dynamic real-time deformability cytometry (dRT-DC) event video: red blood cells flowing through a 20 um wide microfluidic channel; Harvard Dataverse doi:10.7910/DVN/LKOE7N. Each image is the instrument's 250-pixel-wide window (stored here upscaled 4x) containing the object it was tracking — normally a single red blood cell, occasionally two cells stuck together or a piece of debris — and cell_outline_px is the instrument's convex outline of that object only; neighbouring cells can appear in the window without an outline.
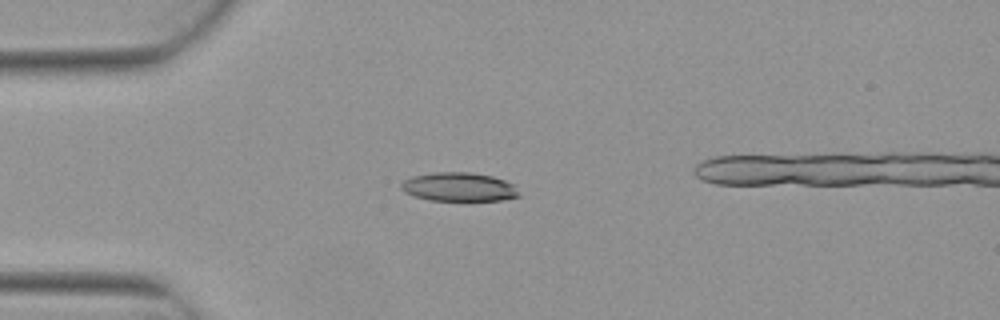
{"species": "Egyptian fruit bat (a non-hibernating species)", "species_latin": "Rousettus aegyptiacus", "temperature_condition": "warm", "stored_images_in_passage": 6, "camera_frame_rate_fps": 3000, "um_per_image_px": 0.085, "animal": {"sex": "female"}, "frame": {"image": 1, "passage_image": 3, "time_ms": 0.667, "image_size_px": [1000, 320], "cell_outline_px": [[520, 196], [500, 200], [428, 200], [404, 192], [400, 188], [400, 184], [404, 180], [412, 176], [432, 172], [468, 172], [492, 176], [504, 180], [512, 184]], "centroid_in_image_um": [38.95, 15.88], "position_along_channel_um": 46.0, "area_um2": 19.59}}
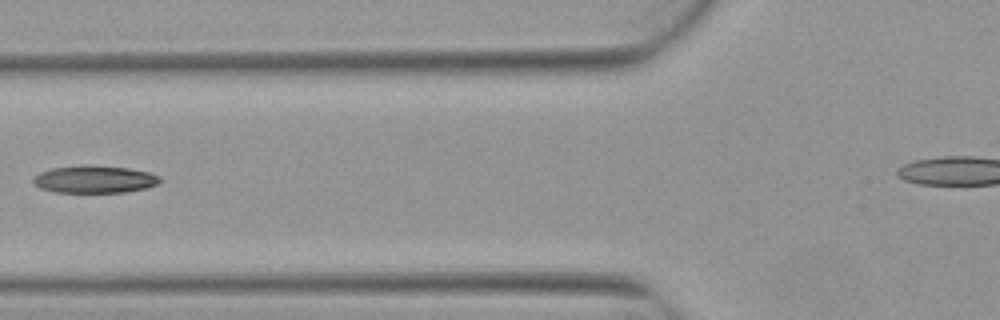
{"frame": {"image": 2, "passage_image": 5, "time_ms": 1.333, "image_size_px": [1000, 320], "cell_outline_px": [[164, 180], [160, 184], [144, 188], [124, 192], [56, 192], [40, 188], [32, 184], [32, 180], [40, 172], [52, 168], [80, 164], [92, 164], [128, 168], [148, 172], [160, 176]], "centroid_in_image_um": [8.05, 15.22], "position_along_channel_um": 117.8, "area_um2": 20.58}}
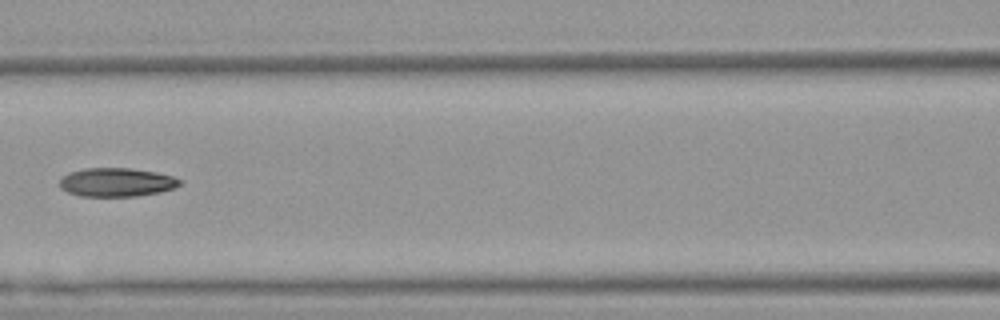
{"frame": {"image": 3, "passage_image": 6, "time_ms": 1.667, "image_size_px": [1000, 320], "cell_outline_px": [[184, 180], [176, 188], [160, 192], [136, 196], [80, 196], [68, 192], [60, 188], [60, 176], [68, 172], [84, 168], [128, 168], [156, 172], [172, 176]], "centroid_in_image_um": [9.9, 15.49], "position_along_channel_um": 156.7, "area_um2": 20.29}}